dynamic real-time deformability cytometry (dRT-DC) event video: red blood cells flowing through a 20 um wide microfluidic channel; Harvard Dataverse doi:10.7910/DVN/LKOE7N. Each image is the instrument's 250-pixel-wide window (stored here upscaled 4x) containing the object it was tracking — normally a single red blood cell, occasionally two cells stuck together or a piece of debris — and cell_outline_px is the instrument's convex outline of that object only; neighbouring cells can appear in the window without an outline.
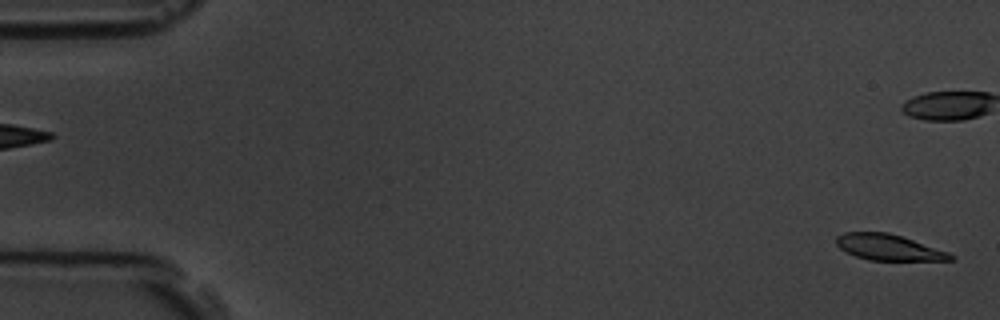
{"species": "common noctule bat (a hibernating species)", "species_latin": "Nyctalus noctula", "temperature_condition": "room temperature", "stored_images_in_passage": 5, "segment_of_instrument_passage": [2, 2], "camera_frame_rate_fps": 3000, "um_per_image_px": 0.085, "animal": {"sex": "male", "body_mass_g": 19.5, "forearm_length_mm": 54.6}, "frame": {"image": 1, "passage_image": 5, "time_ms": 5.333, "image_size_px": [1000, 320], "cell_outline_px": [[956, 256], [952, 260], [868, 260], [856, 256], [840, 248], [836, 244], [836, 236], [844, 232], [888, 232], [948, 252]], "centroid_in_image_um": [75.5, 21.02], "position_along_channel_um": 9.5, "area_um2": 16.99}}